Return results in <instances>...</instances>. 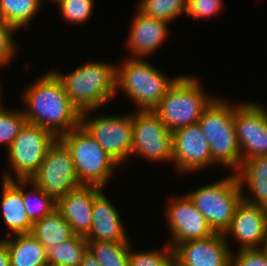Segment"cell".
I'll use <instances>...</instances> for the list:
<instances>
[{
  "instance_id": "8fae6325",
  "label": "cell",
  "mask_w": 267,
  "mask_h": 266,
  "mask_svg": "<svg viewBox=\"0 0 267 266\" xmlns=\"http://www.w3.org/2000/svg\"><path fill=\"white\" fill-rule=\"evenodd\" d=\"M132 125L131 154L145 156L152 161L172 160V132L154 111L138 110L136 115L132 114Z\"/></svg>"
},
{
  "instance_id": "f1b7e54d",
  "label": "cell",
  "mask_w": 267,
  "mask_h": 266,
  "mask_svg": "<svg viewBox=\"0 0 267 266\" xmlns=\"http://www.w3.org/2000/svg\"><path fill=\"white\" fill-rule=\"evenodd\" d=\"M26 122L23 110L19 111H0V143H5L9 148L19 131Z\"/></svg>"
},
{
  "instance_id": "cb8c5ba5",
  "label": "cell",
  "mask_w": 267,
  "mask_h": 266,
  "mask_svg": "<svg viewBox=\"0 0 267 266\" xmlns=\"http://www.w3.org/2000/svg\"><path fill=\"white\" fill-rule=\"evenodd\" d=\"M87 249L85 236L74 234L68 240L46 249L48 266H80Z\"/></svg>"
},
{
  "instance_id": "4dcf8cb0",
  "label": "cell",
  "mask_w": 267,
  "mask_h": 266,
  "mask_svg": "<svg viewBox=\"0 0 267 266\" xmlns=\"http://www.w3.org/2000/svg\"><path fill=\"white\" fill-rule=\"evenodd\" d=\"M93 0H63L59 4L63 19L70 23H83L92 14Z\"/></svg>"
},
{
  "instance_id": "7c38bea8",
  "label": "cell",
  "mask_w": 267,
  "mask_h": 266,
  "mask_svg": "<svg viewBox=\"0 0 267 266\" xmlns=\"http://www.w3.org/2000/svg\"><path fill=\"white\" fill-rule=\"evenodd\" d=\"M263 107L253 102L234 105L235 132L243 152L241 163L249 158L267 156V110Z\"/></svg>"
},
{
  "instance_id": "d590c367",
  "label": "cell",
  "mask_w": 267,
  "mask_h": 266,
  "mask_svg": "<svg viewBox=\"0 0 267 266\" xmlns=\"http://www.w3.org/2000/svg\"><path fill=\"white\" fill-rule=\"evenodd\" d=\"M80 266H101L97 258L87 249L83 255Z\"/></svg>"
},
{
  "instance_id": "83f0119b",
  "label": "cell",
  "mask_w": 267,
  "mask_h": 266,
  "mask_svg": "<svg viewBox=\"0 0 267 266\" xmlns=\"http://www.w3.org/2000/svg\"><path fill=\"white\" fill-rule=\"evenodd\" d=\"M188 0H141L137 9L144 15L170 23L187 12Z\"/></svg>"
},
{
  "instance_id": "44dd1931",
  "label": "cell",
  "mask_w": 267,
  "mask_h": 266,
  "mask_svg": "<svg viewBox=\"0 0 267 266\" xmlns=\"http://www.w3.org/2000/svg\"><path fill=\"white\" fill-rule=\"evenodd\" d=\"M240 187L247 184L250 192L254 195L242 198L249 204L267 206V156H258L246 159L235 172Z\"/></svg>"
},
{
  "instance_id": "30bf717a",
  "label": "cell",
  "mask_w": 267,
  "mask_h": 266,
  "mask_svg": "<svg viewBox=\"0 0 267 266\" xmlns=\"http://www.w3.org/2000/svg\"><path fill=\"white\" fill-rule=\"evenodd\" d=\"M57 137L46 128L25 122L8 148V156L17 174L16 180L30 179L37 171L49 147Z\"/></svg>"
},
{
  "instance_id": "603a6c76",
  "label": "cell",
  "mask_w": 267,
  "mask_h": 266,
  "mask_svg": "<svg viewBox=\"0 0 267 266\" xmlns=\"http://www.w3.org/2000/svg\"><path fill=\"white\" fill-rule=\"evenodd\" d=\"M46 249L71 238L74 233L61 213L54 209L47 216L33 222L30 232Z\"/></svg>"
},
{
  "instance_id": "6da1fadb",
  "label": "cell",
  "mask_w": 267,
  "mask_h": 266,
  "mask_svg": "<svg viewBox=\"0 0 267 266\" xmlns=\"http://www.w3.org/2000/svg\"><path fill=\"white\" fill-rule=\"evenodd\" d=\"M22 97L27 105L23 111L26 122L46 128L57 138L80 125L81 113L53 71L27 87Z\"/></svg>"
},
{
  "instance_id": "e0dca14e",
  "label": "cell",
  "mask_w": 267,
  "mask_h": 266,
  "mask_svg": "<svg viewBox=\"0 0 267 266\" xmlns=\"http://www.w3.org/2000/svg\"><path fill=\"white\" fill-rule=\"evenodd\" d=\"M102 189L95 185H81L56 200V209L68 222L74 234L86 236L92 225L94 196Z\"/></svg>"
},
{
  "instance_id": "9a60e30c",
  "label": "cell",
  "mask_w": 267,
  "mask_h": 266,
  "mask_svg": "<svg viewBox=\"0 0 267 266\" xmlns=\"http://www.w3.org/2000/svg\"><path fill=\"white\" fill-rule=\"evenodd\" d=\"M166 209V218L173 237L167 245L171 248L179 243L203 239L215 233L187 194L172 200Z\"/></svg>"
},
{
  "instance_id": "8d00e7d4",
  "label": "cell",
  "mask_w": 267,
  "mask_h": 266,
  "mask_svg": "<svg viewBox=\"0 0 267 266\" xmlns=\"http://www.w3.org/2000/svg\"><path fill=\"white\" fill-rule=\"evenodd\" d=\"M260 248H262L266 252V254H267V234H266V237L264 239V244Z\"/></svg>"
},
{
  "instance_id": "ab89813d",
  "label": "cell",
  "mask_w": 267,
  "mask_h": 266,
  "mask_svg": "<svg viewBox=\"0 0 267 266\" xmlns=\"http://www.w3.org/2000/svg\"><path fill=\"white\" fill-rule=\"evenodd\" d=\"M171 266H178L174 261H172Z\"/></svg>"
},
{
  "instance_id": "d6986e66",
  "label": "cell",
  "mask_w": 267,
  "mask_h": 266,
  "mask_svg": "<svg viewBox=\"0 0 267 266\" xmlns=\"http://www.w3.org/2000/svg\"><path fill=\"white\" fill-rule=\"evenodd\" d=\"M135 15L126 44L133 58H143L155 52L164 43L169 23L146 16L139 10Z\"/></svg>"
},
{
  "instance_id": "2e32d148",
  "label": "cell",
  "mask_w": 267,
  "mask_h": 266,
  "mask_svg": "<svg viewBox=\"0 0 267 266\" xmlns=\"http://www.w3.org/2000/svg\"><path fill=\"white\" fill-rule=\"evenodd\" d=\"M232 235L241 245L238 250L257 249L267 234V212L264 206L252 205L243 199L236 206L234 216L223 235ZM262 243V244H261Z\"/></svg>"
},
{
  "instance_id": "f35d334b",
  "label": "cell",
  "mask_w": 267,
  "mask_h": 266,
  "mask_svg": "<svg viewBox=\"0 0 267 266\" xmlns=\"http://www.w3.org/2000/svg\"><path fill=\"white\" fill-rule=\"evenodd\" d=\"M52 1V0H51ZM63 0H53V2L58 3V5L62 2Z\"/></svg>"
},
{
  "instance_id": "1f68e13d",
  "label": "cell",
  "mask_w": 267,
  "mask_h": 266,
  "mask_svg": "<svg viewBox=\"0 0 267 266\" xmlns=\"http://www.w3.org/2000/svg\"><path fill=\"white\" fill-rule=\"evenodd\" d=\"M17 29L7 24L4 20L0 18V66L13 59V55L17 52L16 47L12 38L13 33Z\"/></svg>"
},
{
  "instance_id": "e575fe53",
  "label": "cell",
  "mask_w": 267,
  "mask_h": 266,
  "mask_svg": "<svg viewBox=\"0 0 267 266\" xmlns=\"http://www.w3.org/2000/svg\"><path fill=\"white\" fill-rule=\"evenodd\" d=\"M0 266H10L8 247L2 239H0Z\"/></svg>"
},
{
  "instance_id": "4fadbf2b",
  "label": "cell",
  "mask_w": 267,
  "mask_h": 266,
  "mask_svg": "<svg viewBox=\"0 0 267 266\" xmlns=\"http://www.w3.org/2000/svg\"><path fill=\"white\" fill-rule=\"evenodd\" d=\"M228 245L223 233L215 232L174 246L173 261L178 266H231L232 251Z\"/></svg>"
},
{
  "instance_id": "277c9868",
  "label": "cell",
  "mask_w": 267,
  "mask_h": 266,
  "mask_svg": "<svg viewBox=\"0 0 267 266\" xmlns=\"http://www.w3.org/2000/svg\"><path fill=\"white\" fill-rule=\"evenodd\" d=\"M200 81L193 76H180L153 110L171 131L198 123L204 110L215 99L208 98Z\"/></svg>"
},
{
  "instance_id": "7402d4cb",
  "label": "cell",
  "mask_w": 267,
  "mask_h": 266,
  "mask_svg": "<svg viewBox=\"0 0 267 266\" xmlns=\"http://www.w3.org/2000/svg\"><path fill=\"white\" fill-rule=\"evenodd\" d=\"M2 239L8 247L10 266H48L46 248L31 234Z\"/></svg>"
},
{
  "instance_id": "52a82bcc",
  "label": "cell",
  "mask_w": 267,
  "mask_h": 266,
  "mask_svg": "<svg viewBox=\"0 0 267 266\" xmlns=\"http://www.w3.org/2000/svg\"><path fill=\"white\" fill-rule=\"evenodd\" d=\"M235 173L216 183L200 187L187 196L202 213L209 226L216 233H224L229 227L236 206L243 199Z\"/></svg>"
},
{
  "instance_id": "8992f818",
  "label": "cell",
  "mask_w": 267,
  "mask_h": 266,
  "mask_svg": "<svg viewBox=\"0 0 267 266\" xmlns=\"http://www.w3.org/2000/svg\"><path fill=\"white\" fill-rule=\"evenodd\" d=\"M59 139L71 152L79 182L82 185H95L104 188L118 163L81 125L64 133Z\"/></svg>"
},
{
  "instance_id": "5b68a950",
  "label": "cell",
  "mask_w": 267,
  "mask_h": 266,
  "mask_svg": "<svg viewBox=\"0 0 267 266\" xmlns=\"http://www.w3.org/2000/svg\"><path fill=\"white\" fill-rule=\"evenodd\" d=\"M116 88H120L139 110L153 111L178 78H166L142 58H128L116 68Z\"/></svg>"
},
{
  "instance_id": "d4e9b609",
  "label": "cell",
  "mask_w": 267,
  "mask_h": 266,
  "mask_svg": "<svg viewBox=\"0 0 267 266\" xmlns=\"http://www.w3.org/2000/svg\"><path fill=\"white\" fill-rule=\"evenodd\" d=\"M41 0H0V18L16 28L29 27V21L40 9Z\"/></svg>"
},
{
  "instance_id": "74e56055",
  "label": "cell",
  "mask_w": 267,
  "mask_h": 266,
  "mask_svg": "<svg viewBox=\"0 0 267 266\" xmlns=\"http://www.w3.org/2000/svg\"><path fill=\"white\" fill-rule=\"evenodd\" d=\"M0 95H1V90H0ZM1 101L2 100H1V96H0V111L3 110V109H5V108H3L2 104H1L2 103Z\"/></svg>"
},
{
  "instance_id": "9c48e42d",
  "label": "cell",
  "mask_w": 267,
  "mask_h": 266,
  "mask_svg": "<svg viewBox=\"0 0 267 266\" xmlns=\"http://www.w3.org/2000/svg\"><path fill=\"white\" fill-rule=\"evenodd\" d=\"M88 111L82 112L80 125L118 164L129 159L132 152V114L124 116H96L89 118ZM88 117V119H87Z\"/></svg>"
},
{
  "instance_id": "d6a6232c",
  "label": "cell",
  "mask_w": 267,
  "mask_h": 266,
  "mask_svg": "<svg viewBox=\"0 0 267 266\" xmlns=\"http://www.w3.org/2000/svg\"><path fill=\"white\" fill-rule=\"evenodd\" d=\"M231 266H267V254L262 248L238 250L231 254Z\"/></svg>"
},
{
  "instance_id": "ac0fdd59",
  "label": "cell",
  "mask_w": 267,
  "mask_h": 266,
  "mask_svg": "<svg viewBox=\"0 0 267 266\" xmlns=\"http://www.w3.org/2000/svg\"><path fill=\"white\" fill-rule=\"evenodd\" d=\"M119 213L100 190L93 200L92 225L87 241L129 242Z\"/></svg>"
},
{
  "instance_id": "5bb4252c",
  "label": "cell",
  "mask_w": 267,
  "mask_h": 266,
  "mask_svg": "<svg viewBox=\"0 0 267 266\" xmlns=\"http://www.w3.org/2000/svg\"><path fill=\"white\" fill-rule=\"evenodd\" d=\"M172 161L180 172L198 171L212 164L206 136L198 123L172 132Z\"/></svg>"
},
{
  "instance_id": "4316f807",
  "label": "cell",
  "mask_w": 267,
  "mask_h": 266,
  "mask_svg": "<svg viewBox=\"0 0 267 266\" xmlns=\"http://www.w3.org/2000/svg\"><path fill=\"white\" fill-rule=\"evenodd\" d=\"M28 183H30V185L32 184L33 191L30 190L29 192H25L23 187ZM21 192L27 216L32 222L42 219L56 209V200L29 179H21Z\"/></svg>"
},
{
  "instance_id": "ba28073f",
  "label": "cell",
  "mask_w": 267,
  "mask_h": 266,
  "mask_svg": "<svg viewBox=\"0 0 267 266\" xmlns=\"http://www.w3.org/2000/svg\"><path fill=\"white\" fill-rule=\"evenodd\" d=\"M29 180L55 200L82 185L77 178L71 152L59 138L49 147Z\"/></svg>"
},
{
  "instance_id": "836d02e7",
  "label": "cell",
  "mask_w": 267,
  "mask_h": 266,
  "mask_svg": "<svg viewBox=\"0 0 267 266\" xmlns=\"http://www.w3.org/2000/svg\"><path fill=\"white\" fill-rule=\"evenodd\" d=\"M222 0H188L186 15H190L194 20L197 18H207L216 15L221 10Z\"/></svg>"
},
{
  "instance_id": "ffe728a7",
  "label": "cell",
  "mask_w": 267,
  "mask_h": 266,
  "mask_svg": "<svg viewBox=\"0 0 267 266\" xmlns=\"http://www.w3.org/2000/svg\"><path fill=\"white\" fill-rule=\"evenodd\" d=\"M1 210L8 230L14 235L31 232L33 222L28 218L21 192V179L16 182L9 174L3 173Z\"/></svg>"
},
{
  "instance_id": "484cf974",
  "label": "cell",
  "mask_w": 267,
  "mask_h": 266,
  "mask_svg": "<svg viewBox=\"0 0 267 266\" xmlns=\"http://www.w3.org/2000/svg\"><path fill=\"white\" fill-rule=\"evenodd\" d=\"M87 245L101 266H128L129 242L87 241Z\"/></svg>"
},
{
  "instance_id": "f546056e",
  "label": "cell",
  "mask_w": 267,
  "mask_h": 266,
  "mask_svg": "<svg viewBox=\"0 0 267 266\" xmlns=\"http://www.w3.org/2000/svg\"><path fill=\"white\" fill-rule=\"evenodd\" d=\"M173 250L168 245L165 251L132 252L130 248L128 266H171Z\"/></svg>"
},
{
  "instance_id": "3957f363",
  "label": "cell",
  "mask_w": 267,
  "mask_h": 266,
  "mask_svg": "<svg viewBox=\"0 0 267 266\" xmlns=\"http://www.w3.org/2000/svg\"><path fill=\"white\" fill-rule=\"evenodd\" d=\"M198 124L209 143L212 164H221L235 173L241 165L242 152L235 132L234 105L215 97Z\"/></svg>"
},
{
  "instance_id": "7a4b0ae2",
  "label": "cell",
  "mask_w": 267,
  "mask_h": 266,
  "mask_svg": "<svg viewBox=\"0 0 267 266\" xmlns=\"http://www.w3.org/2000/svg\"><path fill=\"white\" fill-rule=\"evenodd\" d=\"M116 68L108 63L87 62L67 75L53 72L62 81L71 103L82 113L98 109L114 97Z\"/></svg>"
}]
</instances>
